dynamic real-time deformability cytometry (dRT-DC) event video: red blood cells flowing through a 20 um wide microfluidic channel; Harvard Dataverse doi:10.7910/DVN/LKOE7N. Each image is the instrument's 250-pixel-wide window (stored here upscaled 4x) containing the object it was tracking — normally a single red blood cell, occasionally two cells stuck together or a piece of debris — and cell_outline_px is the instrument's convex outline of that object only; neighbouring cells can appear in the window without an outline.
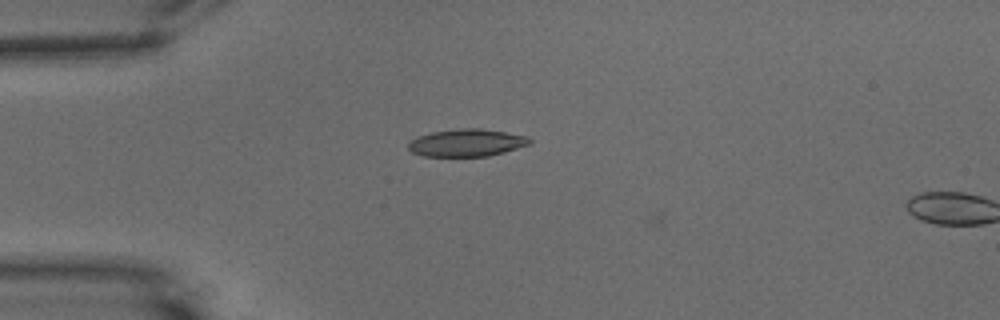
{"species": "common noctule bat (a hibernating species)", "species_latin": "Nyctalus noctula", "temperature_condition": "warm", "stored_images_in_passage": 2, "camera_frame_rate_fps": 3000, "um_per_image_px": 0.085, "animal": {"sex": "male", "body_mass_g": 15.6}, "frame": {"image": 1, "passage_image": 1, "time_ms": 0.0, "image_size_px": [1000, 320], "cell_outline_px": [[532, 140], [528, 144], [504, 152], [488, 156], [424, 156], [412, 152], [408, 148], [408, 144], [412, 140], [420, 136], [432, 132], [460, 128], [480, 128], [528, 136]], "centroid_in_image_um": [39.67, 12.13], "position_along_channel_um": 45.3, "area_um2": 19.13}}